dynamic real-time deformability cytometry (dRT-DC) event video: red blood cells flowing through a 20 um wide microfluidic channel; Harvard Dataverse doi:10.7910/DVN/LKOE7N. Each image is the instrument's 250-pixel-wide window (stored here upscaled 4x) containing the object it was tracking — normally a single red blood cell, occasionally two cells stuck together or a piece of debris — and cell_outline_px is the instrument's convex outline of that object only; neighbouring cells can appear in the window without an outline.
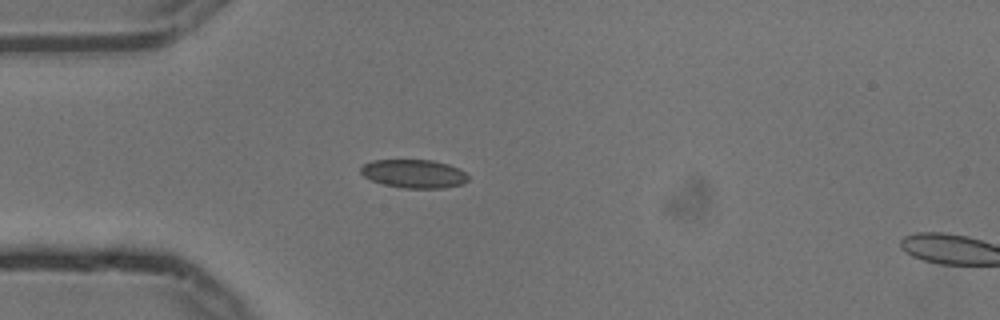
{"species": "common noctule bat (a hibernating species)", "species_latin": "Nyctalus noctula", "temperature_condition": "cold", "stored_images_in_passage": 3, "camera_frame_rate_fps": 3000, "um_per_image_px": 0.085, "animal": {"sex": "male", "body_mass_g": 13.3}, "frame": {"image": 1, "passage_image": 2, "time_ms": 0.333, "image_size_px": [1000, 320], "cell_outline_px": [[468, 180], [460, 184], [444, 188], [404, 188], [384, 184], [372, 180], [364, 176], [360, 172], [360, 168], [364, 164], [372, 160], [432, 160], [448, 164], [464, 172], [468, 176]], "centroid_in_image_um": [35.16, 14.76], "position_along_channel_um": 49.8, "area_um2": 17.63}}